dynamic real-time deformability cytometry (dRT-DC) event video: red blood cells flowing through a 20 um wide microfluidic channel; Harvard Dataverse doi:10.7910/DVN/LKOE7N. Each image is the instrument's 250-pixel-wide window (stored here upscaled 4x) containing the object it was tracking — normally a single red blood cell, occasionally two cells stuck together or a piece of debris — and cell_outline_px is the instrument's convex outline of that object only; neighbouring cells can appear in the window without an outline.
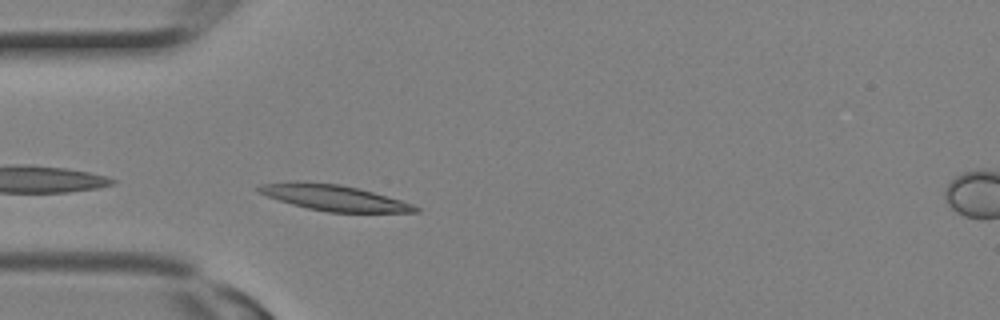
{"species": "Egyptian fruit bat (a non-hibernating species)", "species_latin": "Rousettus aegyptiacus", "temperature_condition": "room temperature", "stored_images_in_passage": 4, "camera_frame_rate_fps": 3000, "um_per_image_px": 0.085, "animal": {"sex": "female"}, "frame": {"image": 1, "passage_image": 3, "time_ms": 0.667, "image_size_px": [1000, 320], "cell_outline_px": [[420, 212], [328, 212], [308, 208], [292, 204], [268, 196], [260, 192], [256, 188], [260, 184], [340, 184], [372, 192], [400, 200], [412, 204], [420, 208]], "centroid_in_image_um": [28.51, 16.86], "position_along_channel_um": 56.5, "area_um2": 22.2}}